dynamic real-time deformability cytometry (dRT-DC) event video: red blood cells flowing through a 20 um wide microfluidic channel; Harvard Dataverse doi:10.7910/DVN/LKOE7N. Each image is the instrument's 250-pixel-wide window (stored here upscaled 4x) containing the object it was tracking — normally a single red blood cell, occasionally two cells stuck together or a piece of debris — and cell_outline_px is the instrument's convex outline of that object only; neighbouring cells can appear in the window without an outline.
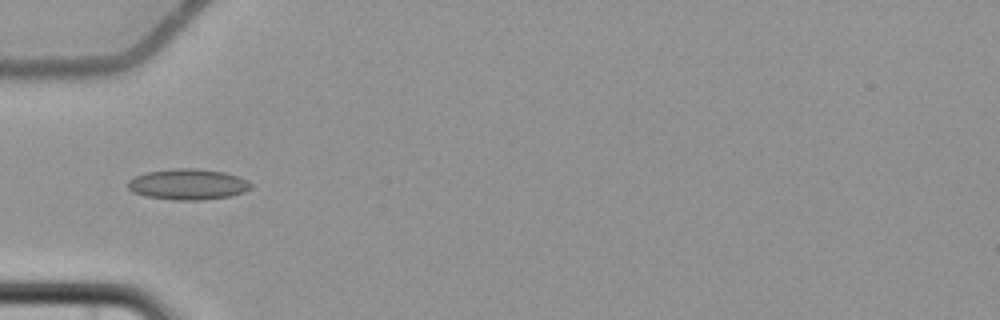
{"species": "common noctule bat (a hibernating species)", "species_latin": "Nyctalus noctula", "temperature_condition": "cold", "stored_images_in_passage": 6, "camera_frame_rate_fps": 3000, "um_per_image_px": 0.085, "animal": {"sex": "female", "body_mass_g": 22.7, "forearm_length_mm": 54.2}, "frame": {"image": 1, "passage_image": 6, "time_ms": 6.333, "image_size_px": [1000, 320], "cell_outline_px": [[252, 188], [244, 192], [228, 196], [200, 200], [176, 200], [144, 196], [132, 192], [128, 188], [128, 180], [136, 176], [148, 172], [176, 168], [196, 168], [224, 172], [248, 180], [252, 184]], "centroid_in_image_um": [15.97, 15.67], "position_along_channel_um": 69.0, "area_um2": 22.02}}